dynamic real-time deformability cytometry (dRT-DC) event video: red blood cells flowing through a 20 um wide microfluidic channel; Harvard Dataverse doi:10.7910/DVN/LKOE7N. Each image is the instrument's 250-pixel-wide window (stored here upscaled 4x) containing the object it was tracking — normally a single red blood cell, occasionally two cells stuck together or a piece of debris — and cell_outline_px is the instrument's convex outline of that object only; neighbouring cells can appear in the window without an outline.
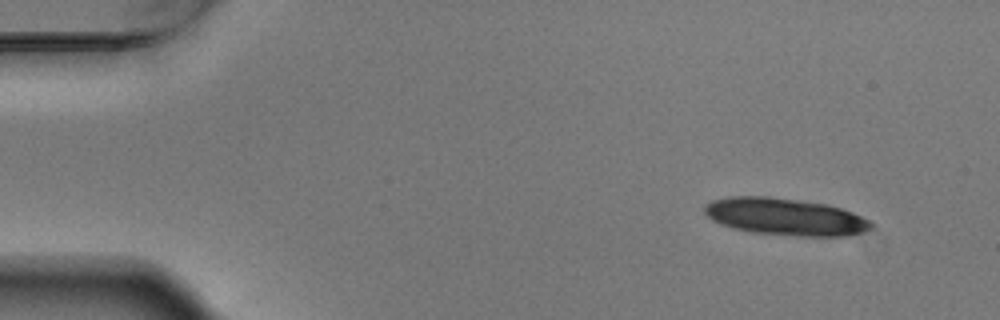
{"species": "Egyptian fruit bat (a non-hibernating species)", "species_latin": "Rousettus aegyptiacus", "temperature_condition": "warm", "stored_images_in_passage": 4, "camera_frame_rate_fps": 3000, "um_per_image_px": 0.085, "animal": {"sex": "male"}, "frame": {"image": 1, "passage_image": 1, "time_ms": 0.0, "image_size_px": [1000, 320], "cell_outline_px": [[872, 224], [868, 228], [860, 232], [848, 236], [796, 236], [752, 232], [732, 228], [720, 224], [712, 220], [704, 212], [704, 208], [712, 200], [732, 196], [768, 196], [824, 204], [840, 208], [852, 212], [868, 220]], "centroid_in_image_um": [66.68, 18.42], "position_along_channel_um": 18.3, "area_um2": 35.6}}